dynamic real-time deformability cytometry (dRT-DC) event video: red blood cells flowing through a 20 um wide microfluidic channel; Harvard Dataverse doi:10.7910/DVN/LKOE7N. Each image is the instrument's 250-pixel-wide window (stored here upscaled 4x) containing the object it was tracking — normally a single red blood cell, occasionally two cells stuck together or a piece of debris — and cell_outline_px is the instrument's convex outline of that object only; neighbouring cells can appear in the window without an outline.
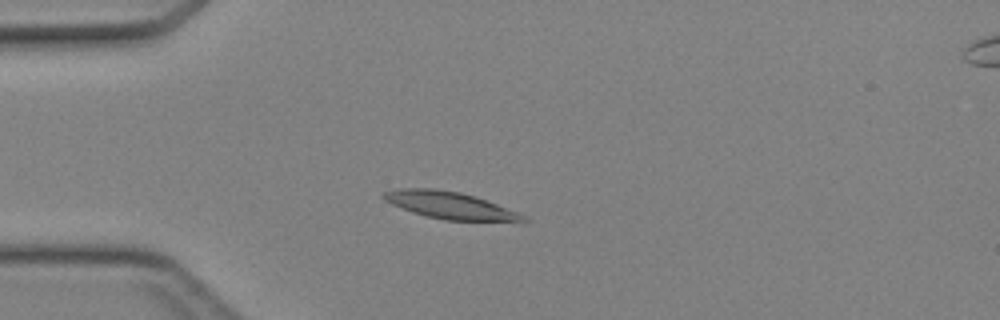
{"species": "Egyptian fruit bat (a non-hibernating species)", "species_latin": "Rousettus aegyptiacus", "temperature_condition": "cold", "stored_images_in_passage": 43, "camera_frame_rate_fps": 3000, "um_per_image_px": 0.085, "animal": {"sex": "female"}, "frame": {"image": 1, "passage_image": 10, "time_ms": 3.0, "image_size_px": [1000, 320], "cell_outline_px": [[532, 220], [444, 220], [424, 216], [412, 212], [392, 204], [384, 200], [380, 196], [384, 192], [400, 188], [432, 188], [460, 192], [476, 196], [520, 212], [528, 216]], "centroid_in_image_um": [38.23, 17.44], "position_along_channel_um": 46.8, "area_um2": 21.96}}
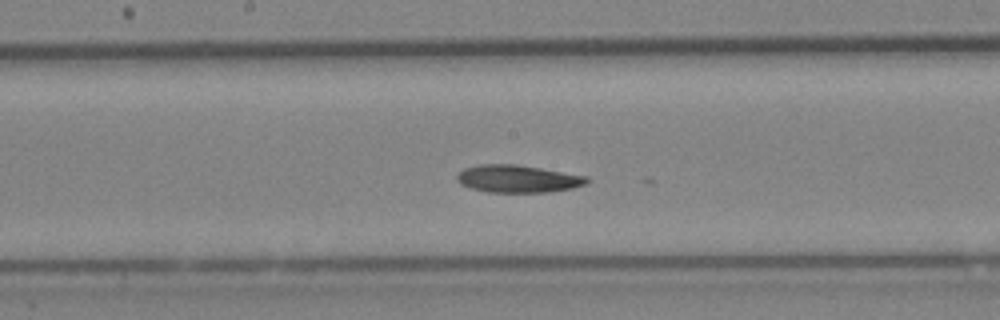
{"frame": {"image": 2, "passage_image": 22, "time_ms": 7.0, "image_size_px": [1000, 320], "cell_outline_px": [[592, 180], [588, 184], [572, 188], [548, 192], [488, 192], [468, 188], [460, 184], [456, 180], [456, 176], [464, 168], [480, 164], [516, 164], [588, 176]], "centroid_in_image_um": [44.03, 15.2], "position_along_channel_um": 204.2, "area_um2": 21.04}}
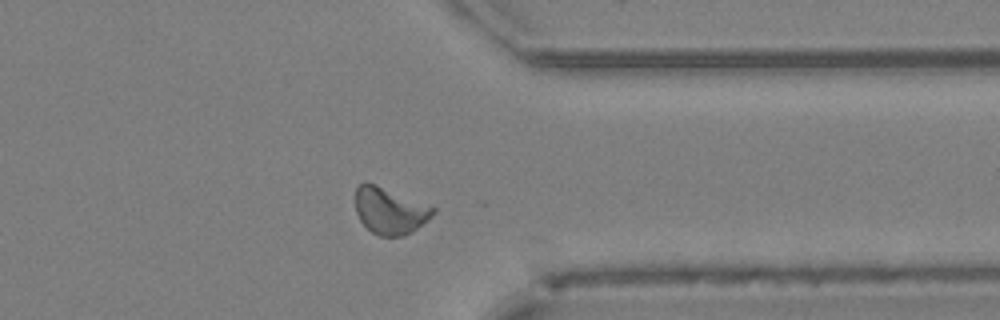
{"frame": {"image": 3, "passage_image": 34, "time_ms": 11.0, "image_size_px": [1000, 320], "cell_outline_px": [[436, 212], [428, 220], [404, 236], [380, 236], [372, 232], [360, 220], [356, 212], [356, 188], [364, 180], [376, 184], [436, 208]], "centroid_in_image_um": [33.12, 17.9], "position_along_channel_um": 378.3, "area_um2": 20.92}}